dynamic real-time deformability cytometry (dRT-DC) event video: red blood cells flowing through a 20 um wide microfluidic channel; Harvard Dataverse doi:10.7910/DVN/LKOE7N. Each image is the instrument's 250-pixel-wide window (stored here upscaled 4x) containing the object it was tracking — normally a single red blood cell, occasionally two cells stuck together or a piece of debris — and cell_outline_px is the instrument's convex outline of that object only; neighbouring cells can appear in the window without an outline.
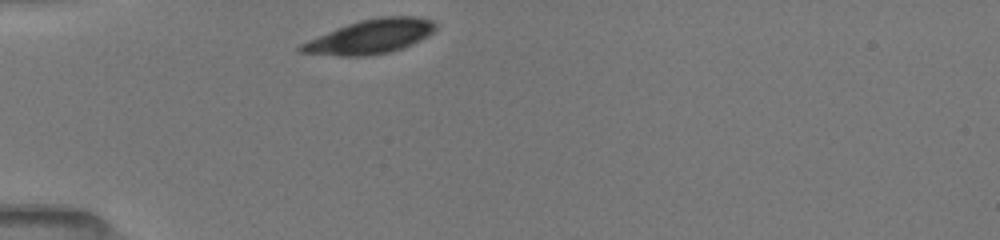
{"species": "common noctule bat (a hibernating species)", "species_latin": "Nyctalus noctula", "temperature_condition": "room temperature", "stored_images_in_passage": 26, "camera_frame_rate_fps": 3000, "um_per_image_px": 0.085, "animal": {"sex": "female", "body_mass_g": 19.5, "forearm_length_mm": 54.1}, "frame": {"image": 1, "passage_image": 1, "time_ms": 0.0, "image_size_px": [1000, 240], "cell_outline_px": [[436, 28], [428, 36], [412, 44], [388, 52], [368, 56], [340, 56], [296, 52], [296, 48], [300, 44], [308, 40], [348, 24], [360, 20], [380, 16], [416, 16], [432, 20], [436, 24]], "centroid_in_image_um": [31.47, 3.11], "position_along_channel_um": 53.5, "area_um2": 26.7}}